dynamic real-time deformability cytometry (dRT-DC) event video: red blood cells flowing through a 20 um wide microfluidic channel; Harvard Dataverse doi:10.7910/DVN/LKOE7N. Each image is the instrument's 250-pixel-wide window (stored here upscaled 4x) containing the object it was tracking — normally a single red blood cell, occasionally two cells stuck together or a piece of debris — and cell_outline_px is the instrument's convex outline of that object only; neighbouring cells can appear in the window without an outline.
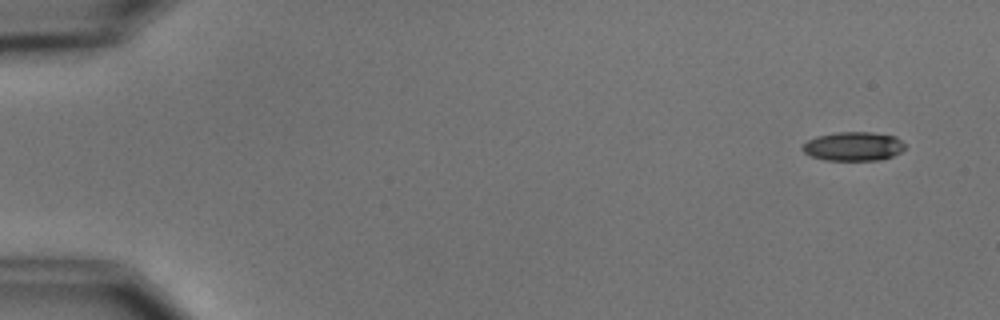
{"species": "common noctule bat (a hibernating species)", "species_latin": "Nyctalus noctula", "temperature_condition": "cold", "stored_images_in_passage": 10, "camera_frame_rate_fps": 3000, "um_per_image_px": 0.085, "animal": {"sex": "male", "body_mass_g": 15.6}, "frame": {"image": 1, "passage_image": 1, "time_ms": 0.0, "image_size_px": [1000, 320], "cell_outline_px": [[904, 148], [900, 152], [892, 156], [880, 160], [828, 160], [812, 156], [804, 152], [800, 148], [808, 140], [816, 136], [836, 132], [872, 132], [896, 136], [904, 144]], "centroid_in_image_um": [72.53, 12.43], "position_along_channel_um": 12.5, "area_um2": 17.22}}
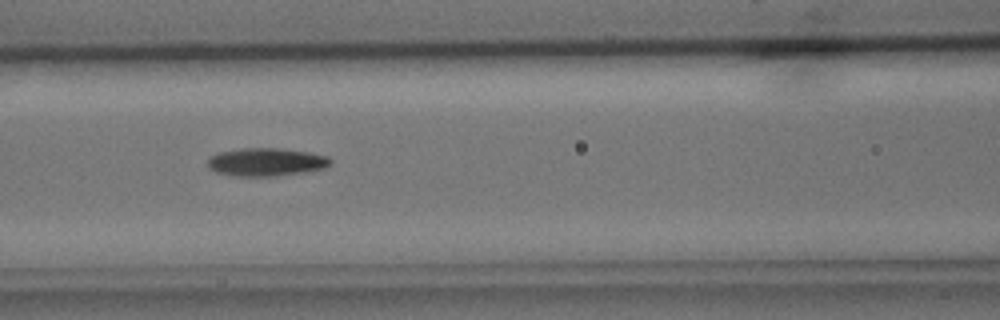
{"frame": {"image": 2, "passage_image": 7, "time_ms": 7.0, "image_size_px": [1000, 320], "cell_outline_px": [[332, 164], [324, 168], [304, 172], [276, 176], [236, 176], [216, 172], [208, 168], [208, 156], [220, 152], [240, 148], [276, 148], [308, 152], [328, 156], [332, 160]], "centroid_in_image_um": [22.62, 13.77], "position_along_channel_um": 144.0, "area_um2": 20.17}}
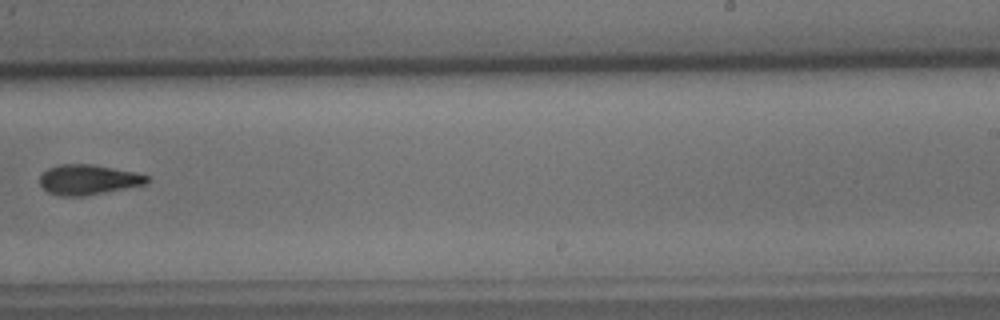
{"frame": {"image": 3, "passage_image": 10, "time_ms": 10.667, "image_size_px": [1000, 320], "cell_outline_px": [[152, 180], [148, 184], [84, 196], [60, 196], [48, 192], [40, 184], [40, 176], [48, 168], [60, 164], [92, 164], [136, 172], [148, 176]], "centroid_in_image_um": [7.54, 15.27], "position_along_channel_um": 281.5, "area_um2": 18.9}}